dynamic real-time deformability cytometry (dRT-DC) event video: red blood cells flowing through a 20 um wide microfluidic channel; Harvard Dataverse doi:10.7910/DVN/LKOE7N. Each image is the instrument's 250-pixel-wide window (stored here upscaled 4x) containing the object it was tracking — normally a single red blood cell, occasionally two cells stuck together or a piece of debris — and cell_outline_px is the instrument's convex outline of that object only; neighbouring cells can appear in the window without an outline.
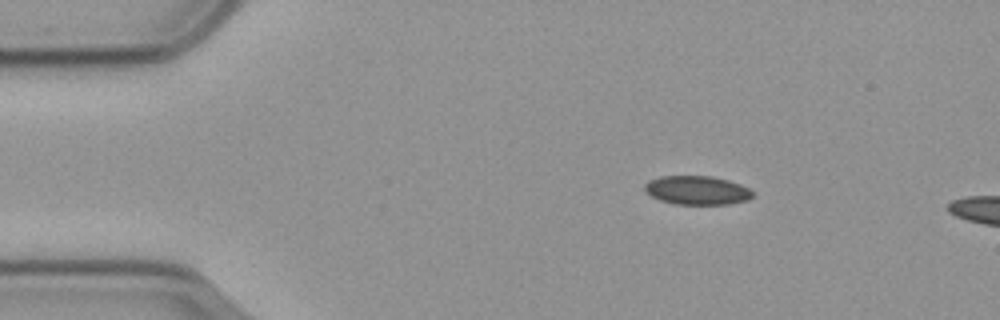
{"species": "common noctule bat (a hibernating species)", "species_latin": "Nyctalus noctula", "temperature_condition": "cold", "stored_images_in_passage": 8, "camera_frame_rate_fps": 3000, "um_per_image_px": 0.085, "animal": {"sex": "male", "body_mass_g": 23.1, "forearm_length_mm": 52.7}, "frame": {"image": 1, "passage_image": 1, "time_ms": 0.0, "image_size_px": [1000, 320], "cell_outline_px": [[756, 196], [748, 200], [728, 204], [676, 204], [660, 200], [644, 192], [644, 184], [648, 180], [660, 176], [712, 176], [728, 180], [740, 184], [756, 192]], "centroid_in_image_um": [59.27, 16.17], "position_along_channel_um": 25.7, "area_um2": 18.38}}